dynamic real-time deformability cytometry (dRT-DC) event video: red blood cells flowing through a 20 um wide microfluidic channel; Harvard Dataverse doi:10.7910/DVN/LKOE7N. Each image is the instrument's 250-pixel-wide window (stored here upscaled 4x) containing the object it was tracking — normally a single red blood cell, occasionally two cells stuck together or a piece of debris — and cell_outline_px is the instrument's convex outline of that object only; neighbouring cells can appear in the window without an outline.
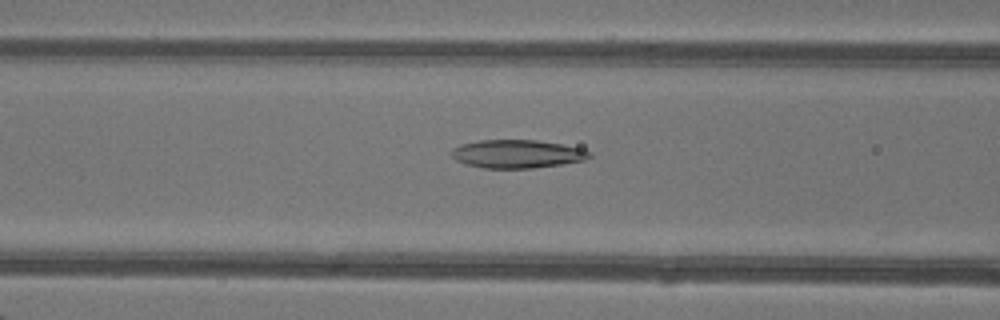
{"species": "common noctule bat (a hibernating species)", "species_latin": "Nyctalus noctula", "temperature_condition": "warm", "stored_images_in_passage": 48, "camera_frame_rate_fps": 3000, "um_per_image_px": 0.085, "animal": {"sex": "female"}, "frame": {"image": 1, "passage_image": 20, "time_ms": 6.333, "image_size_px": [1000, 320], "cell_outline_px": [[592, 156], [584, 160], [560, 164], [532, 168], [484, 168], [464, 164], [456, 160], [448, 152], [452, 148], [460, 144], [480, 140], [536, 140], [584, 148], [592, 152]], "centroid_in_image_um": [43.93, 13.08], "position_along_channel_um": 122.7, "area_um2": 22.89}}
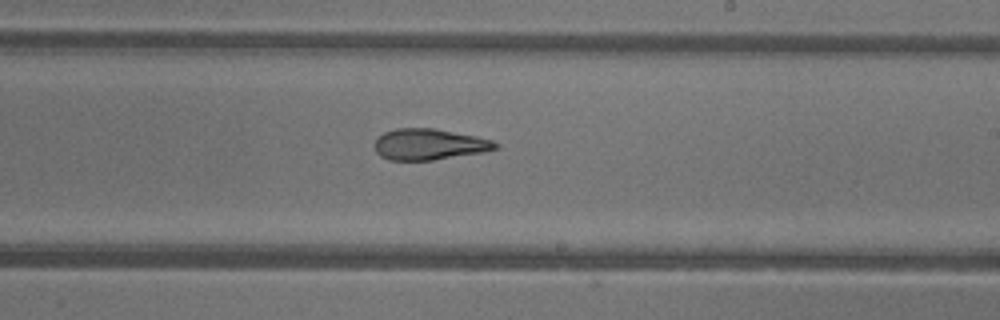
{"frame": {"image": 2, "passage_image": 29, "time_ms": 9.333, "image_size_px": [1000, 320], "cell_outline_px": [[500, 144], [496, 148], [484, 152], [432, 160], [388, 160], [380, 156], [376, 152], [376, 140], [384, 132], [396, 128], [432, 128], [476, 136], [492, 140]], "centroid_in_image_um": [36.48, 12.27], "position_along_channel_um": 252.5, "area_um2": 21.73}}
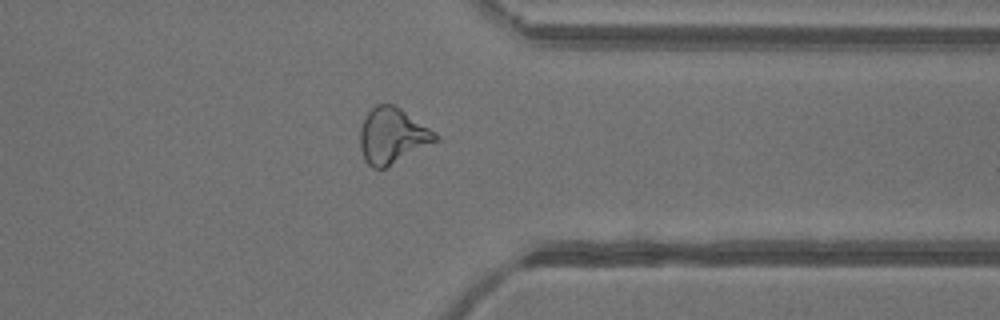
{"frame": {"image": 3, "passage_image": 38, "time_ms": 12.333, "image_size_px": [1000, 320], "cell_outline_px": [[440, 140], [384, 168], [372, 168], [364, 160], [360, 148], [360, 128], [368, 112], [376, 104], [392, 104], [400, 108], [436, 132], [440, 136]], "centroid_in_image_um": [33.36, 11.54], "position_along_channel_um": 378.0, "area_um2": 24.39}, "authors_computed_cell_mechanics": {"area_um2": 24.6806, "velocity_mm_per_s": 4.333, "shape_relaxation_time_tau1_ms": null, "shape_relaxation_time_tau2_ms": 2.887, "deformation_change_tau1": null, "deformation_change_tau2": 0.1227}}